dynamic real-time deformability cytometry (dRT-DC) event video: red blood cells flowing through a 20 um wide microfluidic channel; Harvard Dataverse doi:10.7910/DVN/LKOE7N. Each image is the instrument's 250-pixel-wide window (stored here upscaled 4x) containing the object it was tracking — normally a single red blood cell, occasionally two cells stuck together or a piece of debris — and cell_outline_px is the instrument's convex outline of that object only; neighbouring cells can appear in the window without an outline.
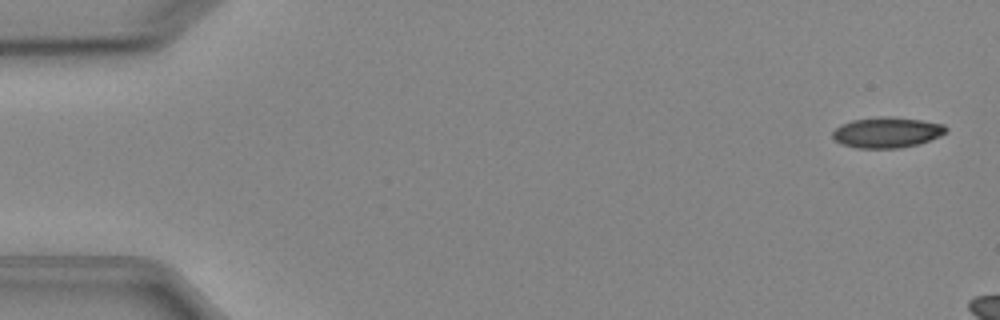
{"species": "Egyptian fruit bat (a non-hibernating species)", "species_latin": "Rousettus aegyptiacus", "temperature_condition": "cold", "stored_images_in_passage": 4, "camera_frame_rate_fps": 3000, "um_per_image_px": 0.085, "animal": {"sex": "female"}, "frame": {"image": 1, "passage_image": 1, "time_ms": 0.0, "image_size_px": [1000, 320], "cell_outline_px": [[948, 132], [940, 136], [916, 144], [900, 148], [856, 148], [840, 144], [832, 136], [832, 132], [840, 124], [852, 120], [880, 116], [888, 116], [920, 120], [944, 124], [948, 128]], "centroid_in_image_um": [75.37, 11.25], "position_along_channel_um": 9.6, "area_um2": 20.29}}